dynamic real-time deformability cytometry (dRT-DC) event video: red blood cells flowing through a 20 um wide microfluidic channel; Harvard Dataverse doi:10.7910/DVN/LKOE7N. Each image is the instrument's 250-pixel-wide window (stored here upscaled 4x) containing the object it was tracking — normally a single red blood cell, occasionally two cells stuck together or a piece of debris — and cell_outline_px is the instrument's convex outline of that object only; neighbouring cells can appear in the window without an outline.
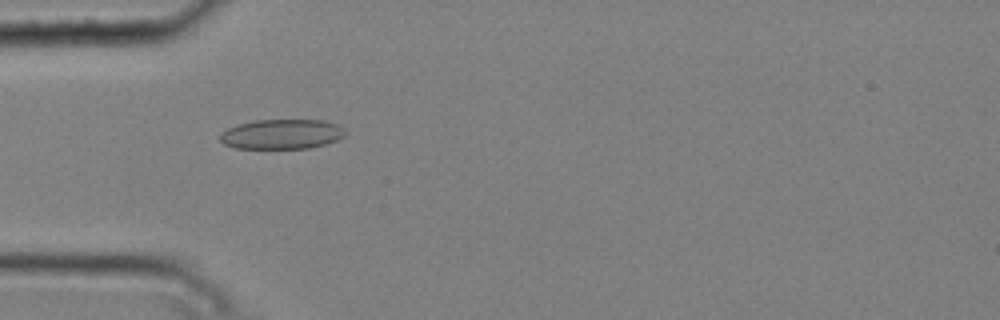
{"species": "common noctule bat (a hibernating species)", "species_latin": "Nyctalus noctula", "temperature_condition": "cold", "stored_images_in_passage": 4, "camera_frame_rate_fps": 3000, "um_per_image_px": 0.085, "animal": {"sex": "male", "body_mass_g": 20.4}, "frame": {"image": 1, "passage_image": 1, "time_ms": 0.0, "image_size_px": [1000, 320], "cell_outline_px": [[348, 132], [344, 136], [336, 140], [324, 144], [308, 148], [236, 148], [224, 144], [220, 140], [220, 136], [228, 128], [240, 124], [256, 120], [324, 120], [336, 124], [344, 128]], "centroid_in_image_um": [23.99, 11.4], "position_along_channel_um": 61.0, "area_um2": 21.56}}
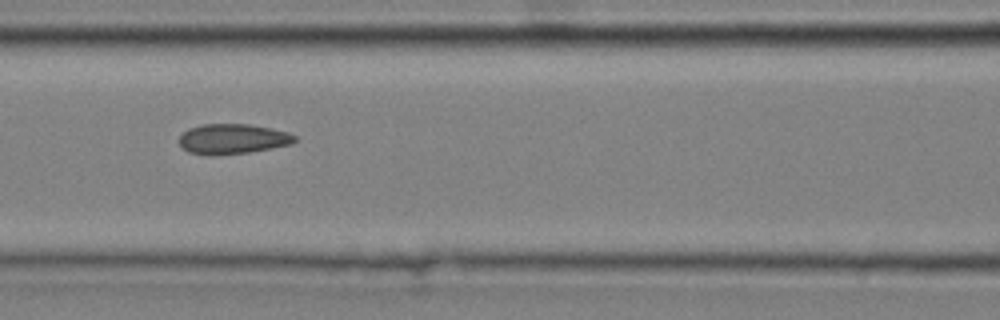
{"frame": {"image": 2, "passage_image": 3, "time_ms": 0.667, "image_size_px": [1000, 320], "cell_outline_px": [[296, 140], [292, 144], [272, 148], [248, 152], [212, 156], [208, 156], [188, 152], [180, 144], [180, 136], [188, 128], [200, 124], [248, 124], [272, 128], [288, 132], [296, 136]], "centroid_in_image_um": [19.77, 11.81], "position_along_channel_um": 146.8, "area_um2": 20.4}}
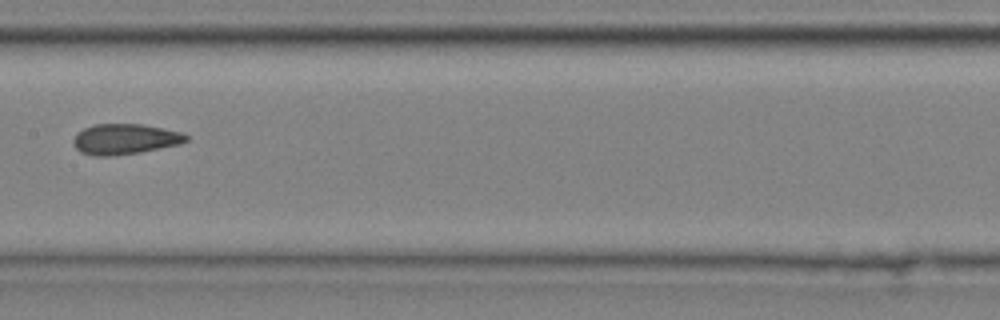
{"frame": {"image": 3, "passage_image": 4, "time_ms": 1.0, "image_size_px": [1000, 320], "cell_outline_px": [[188, 140], [180, 144], [140, 152], [112, 156], [96, 156], [80, 152], [76, 148], [72, 140], [76, 132], [84, 128], [96, 124], [144, 124], [180, 132], [188, 136]], "centroid_in_image_um": [10.59, 11.82], "position_along_channel_um": 196.8, "area_um2": 20.06}}